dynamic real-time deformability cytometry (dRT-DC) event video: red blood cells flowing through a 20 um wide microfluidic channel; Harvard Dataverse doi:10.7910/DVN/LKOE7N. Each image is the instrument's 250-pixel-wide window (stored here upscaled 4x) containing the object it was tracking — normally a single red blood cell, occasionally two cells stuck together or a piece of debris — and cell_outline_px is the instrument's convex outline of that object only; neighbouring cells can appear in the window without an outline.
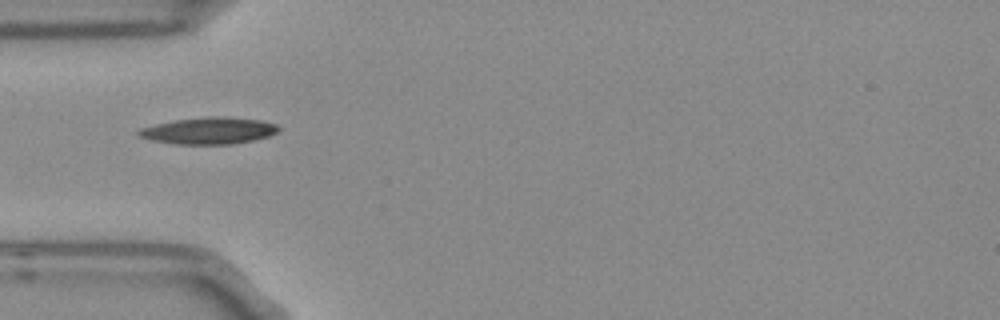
{"species": "Egyptian fruit bat (a non-hibernating species)", "species_latin": "Rousettus aegyptiacus", "temperature_condition": "room temperature", "stored_images_in_passage": 8, "camera_frame_rate_fps": 3000, "um_per_image_px": 0.085, "frame": {"image": 1, "passage_image": 5, "time_ms": 1.333, "image_size_px": [1000, 320], "cell_outline_px": [[280, 128], [276, 132], [268, 136], [252, 140], [232, 144], [176, 144], [152, 140], [136, 136], [136, 132], [140, 128], [156, 124], [176, 120], [208, 116], [224, 116], [260, 120], [276, 124]], "centroid_in_image_um": [17.72, 11.1], "position_along_channel_um": 67.3, "area_um2": 21.73}}
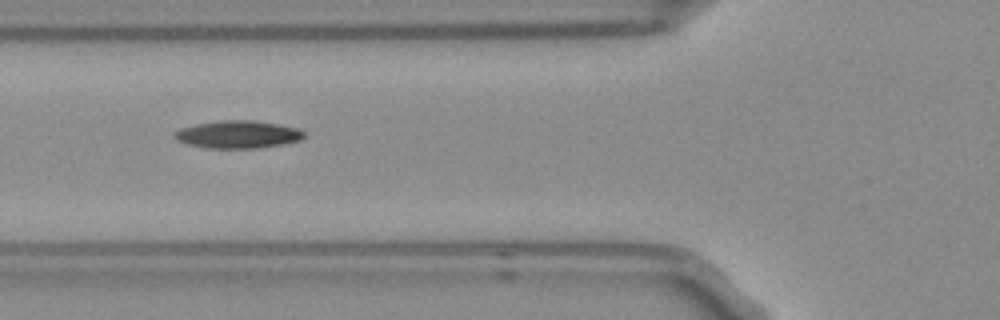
{"frame": {"image": 2, "passage_image": 6, "time_ms": 1.667, "image_size_px": [1000, 320], "cell_outline_px": [[304, 136], [300, 140], [284, 144], [260, 148], [208, 148], [188, 144], [176, 140], [172, 136], [172, 132], [180, 128], [196, 124], [220, 120], [252, 120], [276, 124], [296, 128], [304, 132]], "centroid_in_image_um": [20.17, 11.43], "position_along_channel_um": 105.6, "area_um2": 20.87}}